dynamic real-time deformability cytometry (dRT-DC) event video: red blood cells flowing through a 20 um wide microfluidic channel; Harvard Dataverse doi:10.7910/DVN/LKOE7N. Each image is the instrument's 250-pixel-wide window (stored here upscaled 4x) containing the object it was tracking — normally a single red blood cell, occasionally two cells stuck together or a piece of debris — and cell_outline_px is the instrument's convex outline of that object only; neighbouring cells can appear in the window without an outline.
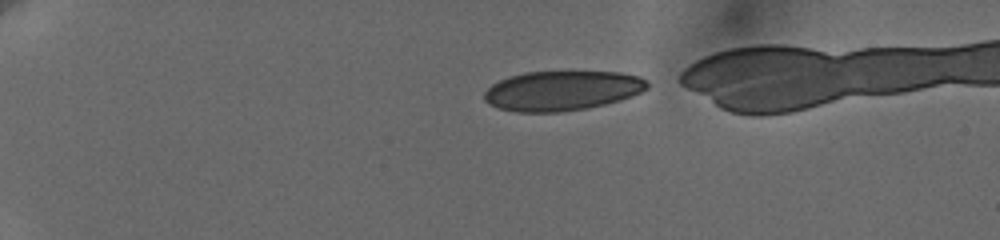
{"species": "human", "species_latin": "Homo sapiens", "temperature_condition": "cold", "stored_images_in_passage": 29, "camera_frame_rate_fps": 3000, "um_per_image_px": 0.085, "donor": {"sex": "female"}, "frame": {"image": 1, "passage_image": 1, "time_ms": 0.0, "image_size_px": [1000, 240], "cell_outline_px": [[648, 88], [632, 96], [620, 100], [604, 104], [584, 108], [560, 112], [516, 112], [500, 108], [488, 104], [484, 100], [484, 92], [492, 84], [508, 76], [524, 72], [568, 68], [620, 72], [640, 76], [648, 80]], "centroid_in_image_um": [47.79, 7.64], "position_along_channel_um": 37.2, "area_um2": 39.13}}
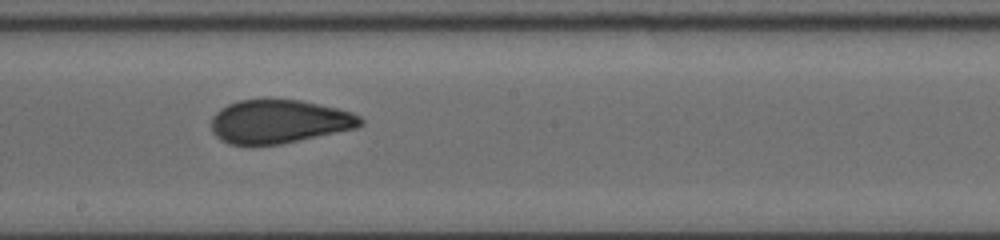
{"frame": {"image": 2, "passage_image": 17, "time_ms": 7.333, "image_size_px": [1000, 240], "cell_outline_px": [[364, 124], [356, 128], [280, 144], [228, 144], [220, 140], [212, 132], [212, 116], [220, 108], [228, 104], [240, 100], [300, 100], [336, 108], [352, 112], [360, 116], [364, 120]], "centroid_in_image_um": [23.72, 10.33], "position_along_channel_um": 224.5, "area_um2": 37.57}}
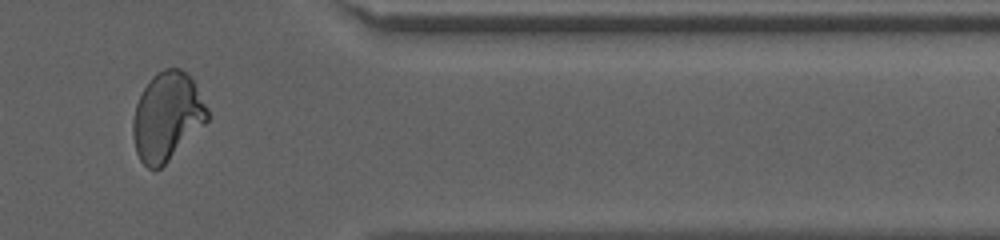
{"frame": {"image": 3, "passage_image": 26, "time_ms": 12.333, "image_size_px": [1000, 240], "cell_outline_px": [[208, 120], [160, 168], [148, 168], [140, 160], [136, 152], [132, 136], [132, 124], [136, 104], [148, 80], [156, 72], [164, 68], [180, 68], [192, 80], [208, 108]], "centroid_in_image_um": [14.17, 9.88], "position_along_channel_um": 397.2, "area_um2": 37.8}}